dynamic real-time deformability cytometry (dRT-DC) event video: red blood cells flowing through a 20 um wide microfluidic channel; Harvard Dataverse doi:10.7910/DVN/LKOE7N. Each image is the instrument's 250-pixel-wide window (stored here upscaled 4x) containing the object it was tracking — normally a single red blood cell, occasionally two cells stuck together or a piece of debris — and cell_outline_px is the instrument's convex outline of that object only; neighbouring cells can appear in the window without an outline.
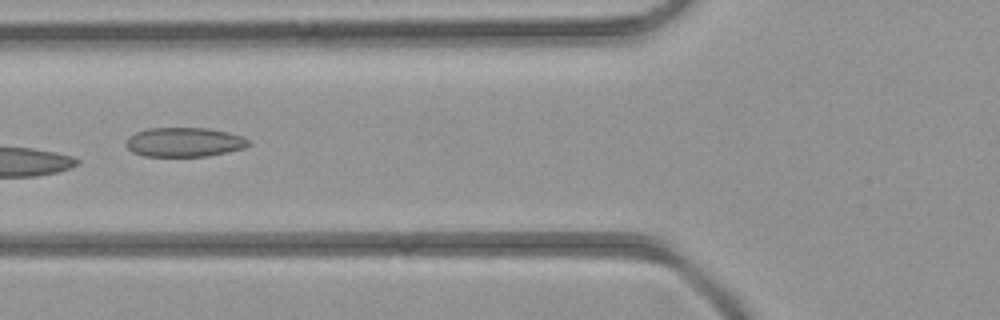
{"species": "common noctule bat (a hibernating species)", "species_latin": "Nyctalus noctula", "temperature_condition": "room temperature", "stored_images_in_passage": 4, "camera_frame_rate_fps": 3000, "um_per_image_px": 0.085, "animal": {"sex": "female", "body_mass_g": 21.9}, "frame": {"image": 1, "passage_image": 4, "time_ms": 3.333, "image_size_px": [1000, 320], "cell_outline_px": [[252, 144], [244, 148], [208, 156], [144, 156], [132, 152], [124, 144], [128, 136], [136, 132], [148, 128], [208, 128], [228, 132], [244, 136]], "centroid_in_image_um": [15.66, 12.08], "position_along_channel_um": 110.1, "area_um2": 21.1}}